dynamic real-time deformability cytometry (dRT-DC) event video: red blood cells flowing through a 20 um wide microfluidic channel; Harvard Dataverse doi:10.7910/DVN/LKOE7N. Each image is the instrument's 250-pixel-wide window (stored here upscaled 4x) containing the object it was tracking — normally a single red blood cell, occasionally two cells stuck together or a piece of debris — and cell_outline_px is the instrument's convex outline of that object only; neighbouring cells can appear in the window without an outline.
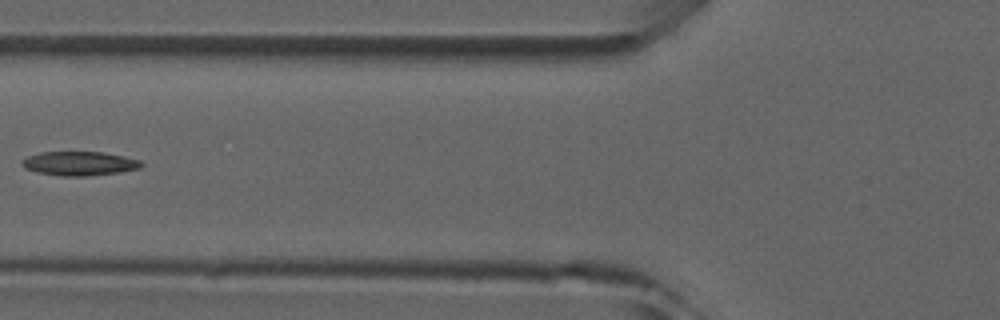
{"species": "common noctule bat (a hibernating species)", "species_latin": "Nyctalus noctula", "temperature_condition": "room temperature", "stored_images_in_passage": 5, "camera_frame_rate_fps": 3000, "um_per_image_px": 0.085, "animal": {"sex": "male", "forearm_length_mm": 52.5}, "frame": {"image": 1, "passage_image": 4, "time_ms": 3.333, "image_size_px": [1000, 320], "cell_outline_px": [[144, 164], [140, 168], [116, 172], [88, 176], [60, 176], [36, 172], [24, 168], [20, 164], [28, 156], [40, 152], [104, 152], [124, 156], [140, 160]], "centroid_in_image_um": [6.74, 13.89], "position_along_channel_um": 119.1, "area_um2": 16.7}}
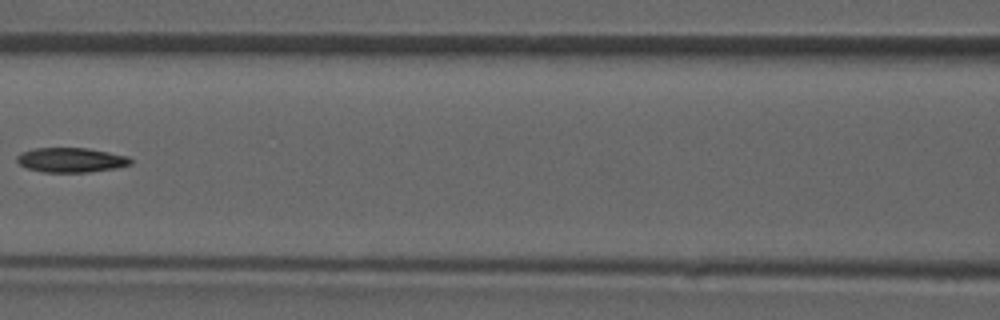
{"frame": {"image": 2, "passage_image": 5, "time_ms": 4.333, "image_size_px": [1000, 320], "cell_outline_px": [[132, 164], [116, 168], [88, 172], [44, 172], [28, 168], [20, 164], [16, 160], [16, 156], [20, 152], [32, 148], [88, 148], [128, 156], [132, 160]], "centroid_in_image_um": [6.03, 13.59], "position_along_channel_um": 160.6, "area_um2": 16.36}}